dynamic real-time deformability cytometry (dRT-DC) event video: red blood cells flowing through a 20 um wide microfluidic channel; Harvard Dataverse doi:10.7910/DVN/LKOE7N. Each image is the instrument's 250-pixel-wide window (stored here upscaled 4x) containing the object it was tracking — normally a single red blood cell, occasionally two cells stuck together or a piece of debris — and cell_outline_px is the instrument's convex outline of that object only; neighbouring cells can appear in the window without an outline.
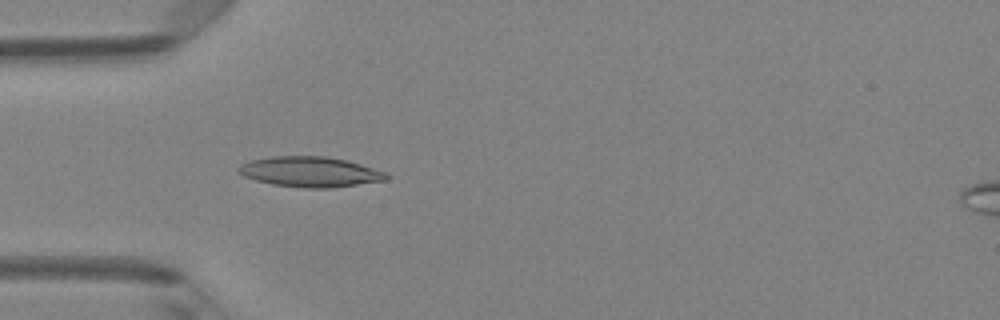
{"species": "Egyptian fruit bat (a non-hibernating species)", "species_latin": "Rousettus aegyptiacus", "temperature_condition": "room temperature", "stored_images_in_passage": 36, "camera_frame_rate_fps": 3000, "um_per_image_px": 0.085, "animal": {"sex": "female"}, "frame": {"image": 1, "passage_image": 2, "time_ms": 0.333, "image_size_px": [1000, 320], "cell_outline_px": [[392, 176], [388, 180], [332, 188], [304, 188], [272, 184], [256, 180], [244, 176], [236, 172], [236, 168], [240, 164], [252, 160], [272, 156], [324, 156], [348, 160], [388, 172]], "centroid_in_image_um": [26.41, 14.61], "position_along_channel_um": 58.6, "area_um2": 26.47}}
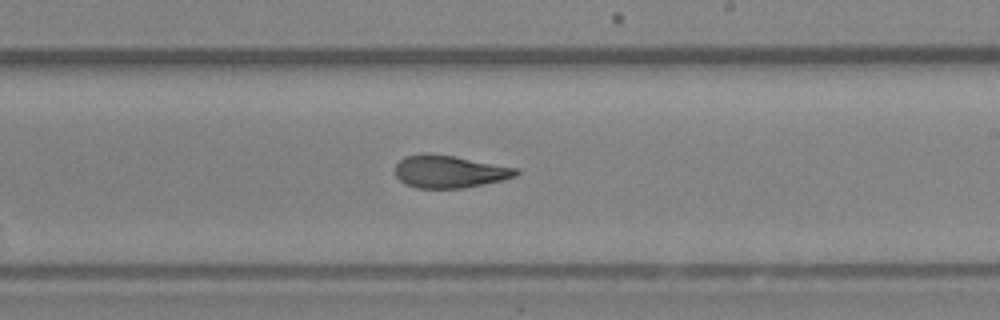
{"frame": {"image": 2, "passage_image": 16, "time_ms": 5.0, "image_size_px": [1000, 320], "cell_outline_px": [[520, 172], [516, 176], [504, 180], [464, 188], [416, 188], [404, 184], [396, 176], [396, 164], [404, 156], [452, 156], [520, 168]], "centroid_in_image_um": [38.27, 14.63], "position_along_channel_um": 250.7, "area_um2": 22.43}}
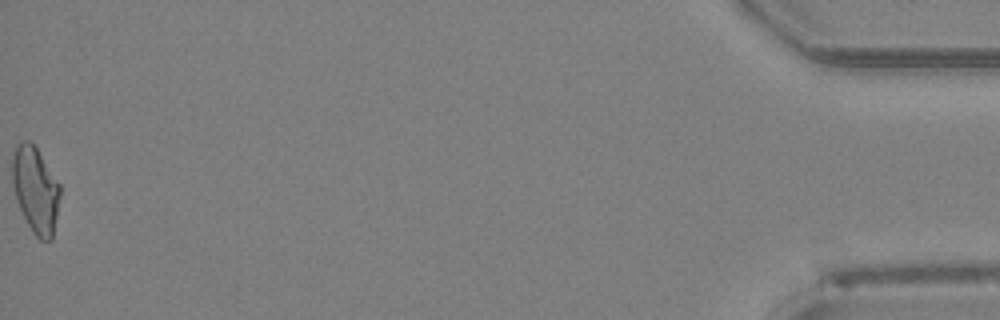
{"frame": {"image": 3, "passage_image": 36, "time_ms": 11.667, "image_size_px": [1000, 320], "cell_outline_px": [[60, 196], [52, 240], [40, 240], [32, 232], [16, 200], [12, 184], [12, 156], [16, 144], [20, 140], [28, 140], [36, 148], [60, 184]], "centroid_in_image_um": [3.0, 16.12], "position_along_channel_um": 432.2, "area_um2": 23.93}, "authors_computed_cell_mechanics": {"area_um2": 23.3512, "velocity_mm_per_s": 4.1992, "shape_relaxation_time_tau1_ms": 6.2978, "shape_relaxation_time_tau2_ms": 2.03, "deformation_change_tau1": 0.1884, "deformation_change_tau2": 0.0929}}